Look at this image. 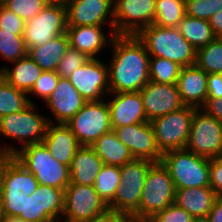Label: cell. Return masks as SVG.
<instances>
[{"label":"cell","instance_id":"1","mask_svg":"<svg viewBox=\"0 0 222 222\" xmlns=\"http://www.w3.org/2000/svg\"><path fill=\"white\" fill-rule=\"evenodd\" d=\"M110 45V93L140 91L150 81V55L144 44L135 35H115Z\"/></svg>","mask_w":222,"mask_h":222},{"label":"cell","instance_id":"2","mask_svg":"<svg viewBox=\"0 0 222 222\" xmlns=\"http://www.w3.org/2000/svg\"><path fill=\"white\" fill-rule=\"evenodd\" d=\"M0 156L14 157L41 185L65 190L70 183L69 166L59 163L43 142L27 144L20 149L4 145L0 147Z\"/></svg>","mask_w":222,"mask_h":222},{"label":"cell","instance_id":"3","mask_svg":"<svg viewBox=\"0 0 222 222\" xmlns=\"http://www.w3.org/2000/svg\"><path fill=\"white\" fill-rule=\"evenodd\" d=\"M136 36L144 44L150 57L172 60L181 67L195 65L196 49L183 38L177 28L152 24Z\"/></svg>","mask_w":222,"mask_h":222},{"label":"cell","instance_id":"4","mask_svg":"<svg viewBox=\"0 0 222 222\" xmlns=\"http://www.w3.org/2000/svg\"><path fill=\"white\" fill-rule=\"evenodd\" d=\"M176 189L164 165L154 163L145 177L139 208L131 215L134 222H147L157 212L175 203Z\"/></svg>","mask_w":222,"mask_h":222},{"label":"cell","instance_id":"5","mask_svg":"<svg viewBox=\"0 0 222 222\" xmlns=\"http://www.w3.org/2000/svg\"><path fill=\"white\" fill-rule=\"evenodd\" d=\"M160 162L169 171L175 189L210 186L208 158L180 149L165 152Z\"/></svg>","mask_w":222,"mask_h":222},{"label":"cell","instance_id":"6","mask_svg":"<svg viewBox=\"0 0 222 222\" xmlns=\"http://www.w3.org/2000/svg\"><path fill=\"white\" fill-rule=\"evenodd\" d=\"M196 109L184 105L178 110L150 121L156 144L162 154L171 150L185 149Z\"/></svg>","mask_w":222,"mask_h":222},{"label":"cell","instance_id":"7","mask_svg":"<svg viewBox=\"0 0 222 222\" xmlns=\"http://www.w3.org/2000/svg\"><path fill=\"white\" fill-rule=\"evenodd\" d=\"M81 146H91L113 130L107 100L89 101L65 124Z\"/></svg>","mask_w":222,"mask_h":222},{"label":"cell","instance_id":"8","mask_svg":"<svg viewBox=\"0 0 222 222\" xmlns=\"http://www.w3.org/2000/svg\"><path fill=\"white\" fill-rule=\"evenodd\" d=\"M67 31L64 0H52L34 18L25 22L23 38L27 49L46 44Z\"/></svg>","mask_w":222,"mask_h":222},{"label":"cell","instance_id":"9","mask_svg":"<svg viewBox=\"0 0 222 222\" xmlns=\"http://www.w3.org/2000/svg\"><path fill=\"white\" fill-rule=\"evenodd\" d=\"M153 164L147 159L134 158L121 166L120 185L108 208L132 215L139 208L145 177Z\"/></svg>","mask_w":222,"mask_h":222},{"label":"cell","instance_id":"10","mask_svg":"<svg viewBox=\"0 0 222 222\" xmlns=\"http://www.w3.org/2000/svg\"><path fill=\"white\" fill-rule=\"evenodd\" d=\"M35 109V104L30 103L19 112L0 117V135L20 141L23 147L41 143L51 121L48 117L37 114Z\"/></svg>","mask_w":222,"mask_h":222},{"label":"cell","instance_id":"11","mask_svg":"<svg viewBox=\"0 0 222 222\" xmlns=\"http://www.w3.org/2000/svg\"><path fill=\"white\" fill-rule=\"evenodd\" d=\"M185 149L208 159L222 157V123L196 109Z\"/></svg>","mask_w":222,"mask_h":222},{"label":"cell","instance_id":"12","mask_svg":"<svg viewBox=\"0 0 222 222\" xmlns=\"http://www.w3.org/2000/svg\"><path fill=\"white\" fill-rule=\"evenodd\" d=\"M63 201L61 222H87L108 208L93 185L69 183Z\"/></svg>","mask_w":222,"mask_h":222},{"label":"cell","instance_id":"13","mask_svg":"<svg viewBox=\"0 0 222 222\" xmlns=\"http://www.w3.org/2000/svg\"><path fill=\"white\" fill-rule=\"evenodd\" d=\"M115 35H137L153 24L156 0H113Z\"/></svg>","mask_w":222,"mask_h":222},{"label":"cell","instance_id":"14","mask_svg":"<svg viewBox=\"0 0 222 222\" xmlns=\"http://www.w3.org/2000/svg\"><path fill=\"white\" fill-rule=\"evenodd\" d=\"M63 199V189L39 184L31 195H27L24 214H20L18 218L26 222L61 221L64 211Z\"/></svg>","mask_w":222,"mask_h":222},{"label":"cell","instance_id":"15","mask_svg":"<svg viewBox=\"0 0 222 222\" xmlns=\"http://www.w3.org/2000/svg\"><path fill=\"white\" fill-rule=\"evenodd\" d=\"M67 79L87 102L104 100L110 93L108 65L98 58H90Z\"/></svg>","mask_w":222,"mask_h":222},{"label":"cell","instance_id":"16","mask_svg":"<svg viewBox=\"0 0 222 222\" xmlns=\"http://www.w3.org/2000/svg\"><path fill=\"white\" fill-rule=\"evenodd\" d=\"M64 4L67 27L104 26L107 22L110 32L114 33L113 0H64ZM108 17H111L109 21Z\"/></svg>","mask_w":222,"mask_h":222},{"label":"cell","instance_id":"17","mask_svg":"<svg viewBox=\"0 0 222 222\" xmlns=\"http://www.w3.org/2000/svg\"><path fill=\"white\" fill-rule=\"evenodd\" d=\"M118 139L130 150L134 158L159 163L162 158L151 123L142 122L113 129Z\"/></svg>","mask_w":222,"mask_h":222},{"label":"cell","instance_id":"18","mask_svg":"<svg viewBox=\"0 0 222 222\" xmlns=\"http://www.w3.org/2000/svg\"><path fill=\"white\" fill-rule=\"evenodd\" d=\"M140 95L149 122L184 106L177 84H160L149 81L140 90Z\"/></svg>","mask_w":222,"mask_h":222},{"label":"cell","instance_id":"19","mask_svg":"<svg viewBox=\"0 0 222 222\" xmlns=\"http://www.w3.org/2000/svg\"><path fill=\"white\" fill-rule=\"evenodd\" d=\"M38 186L35 176L14 157L0 156V196L31 195Z\"/></svg>","mask_w":222,"mask_h":222},{"label":"cell","instance_id":"20","mask_svg":"<svg viewBox=\"0 0 222 222\" xmlns=\"http://www.w3.org/2000/svg\"><path fill=\"white\" fill-rule=\"evenodd\" d=\"M86 102L67 78H59L56 88L45 100L57 124H66Z\"/></svg>","mask_w":222,"mask_h":222},{"label":"cell","instance_id":"21","mask_svg":"<svg viewBox=\"0 0 222 222\" xmlns=\"http://www.w3.org/2000/svg\"><path fill=\"white\" fill-rule=\"evenodd\" d=\"M114 98L107 101L112 128L148 122L140 91L109 93Z\"/></svg>","mask_w":222,"mask_h":222},{"label":"cell","instance_id":"22","mask_svg":"<svg viewBox=\"0 0 222 222\" xmlns=\"http://www.w3.org/2000/svg\"><path fill=\"white\" fill-rule=\"evenodd\" d=\"M208 74L196 65L181 67L177 82L182 103L200 109L207 99Z\"/></svg>","mask_w":222,"mask_h":222},{"label":"cell","instance_id":"23","mask_svg":"<svg viewBox=\"0 0 222 222\" xmlns=\"http://www.w3.org/2000/svg\"><path fill=\"white\" fill-rule=\"evenodd\" d=\"M43 144L59 162L70 167L72 158L81 147L77 138L65 124L51 122L47 126Z\"/></svg>","mask_w":222,"mask_h":222},{"label":"cell","instance_id":"24","mask_svg":"<svg viewBox=\"0 0 222 222\" xmlns=\"http://www.w3.org/2000/svg\"><path fill=\"white\" fill-rule=\"evenodd\" d=\"M102 28L103 26L67 27L66 34L70 46L84 53L88 58H97L100 50L111 44L115 36V33H111V37L107 39Z\"/></svg>","mask_w":222,"mask_h":222},{"label":"cell","instance_id":"25","mask_svg":"<svg viewBox=\"0 0 222 222\" xmlns=\"http://www.w3.org/2000/svg\"><path fill=\"white\" fill-rule=\"evenodd\" d=\"M216 198L215 191L210 186L176 189L175 204L196 220H205Z\"/></svg>","mask_w":222,"mask_h":222},{"label":"cell","instance_id":"26","mask_svg":"<svg viewBox=\"0 0 222 222\" xmlns=\"http://www.w3.org/2000/svg\"><path fill=\"white\" fill-rule=\"evenodd\" d=\"M104 163L91 146H81L72 158L70 183L80 185H94Z\"/></svg>","mask_w":222,"mask_h":222},{"label":"cell","instance_id":"27","mask_svg":"<svg viewBox=\"0 0 222 222\" xmlns=\"http://www.w3.org/2000/svg\"><path fill=\"white\" fill-rule=\"evenodd\" d=\"M14 63L13 68L2 67L0 76L10 85L24 92H29L41 76L43 70L28 55Z\"/></svg>","mask_w":222,"mask_h":222},{"label":"cell","instance_id":"28","mask_svg":"<svg viewBox=\"0 0 222 222\" xmlns=\"http://www.w3.org/2000/svg\"><path fill=\"white\" fill-rule=\"evenodd\" d=\"M70 47L68 35L63 33L54 37L46 44L28 49V56L43 71H56L57 66L64 54Z\"/></svg>","mask_w":222,"mask_h":222},{"label":"cell","instance_id":"29","mask_svg":"<svg viewBox=\"0 0 222 222\" xmlns=\"http://www.w3.org/2000/svg\"><path fill=\"white\" fill-rule=\"evenodd\" d=\"M91 147L106 165L121 167L134 159L129 148L118 139L114 130L101 135Z\"/></svg>","mask_w":222,"mask_h":222},{"label":"cell","instance_id":"30","mask_svg":"<svg viewBox=\"0 0 222 222\" xmlns=\"http://www.w3.org/2000/svg\"><path fill=\"white\" fill-rule=\"evenodd\" d=\"M177 29L196 50L208 45L216 38L209 21L187 15L180 21Z\"/></svg>","mask_w":222,"mask_h":222},{"label":"cell","instance_id":"31","mask_svg":"<svg viewBox=\"0 0 222 222\" xmlns=\"http://www.w3.org/2000/svg\"><path fill=\"white\" fill-rule=\"evenodd\" d=\"M185 16V0H156L154 25L177 28Z\"/></svg>","mask_w":222,"mask_h":222},{"label":"cell","instance_id":"32","mask_svg":"<svg viewBox=\"0 0 222 222\" xmlns=\"http://www.w3.org/2000/svg\"><path fill=\"white\" fill-rule=\"evenodd\" d=\"M27 92L15 88L0 76V117L25 109L33 101Z\"/></svg>","mask_w":222,"mask_h":222},{"label":"cell","instance_id":"33","mask_svg":"<svg viewBox=\"0 0 222 222\" xmlns=\"http://www.w3.org/2000/svg\"><path fill=\"white\" fill-rule=\"evenodd\" d=\"M120 181L121 174L118 166L104 164L96 176L93 186L107 206L114 200Z\"/></svg>","mask_w":222,"mask_h":222},{"label":"cell","instance_id":"34","mask_svg":"<svg viewBox=\"0 0 222 222\" xmlns=\"http://www.w3.org/2000/svg\"><path fill=\"white\" fill-rule=\"evenodd\" d=\"M195 65L207 74H222V38L196 50Z\"/></svg>","mask_w":222,"mask_h":222},{"label":"cell","instance_id":"35","mask_svg":"<svg viewBox=\"0 0 222 222\" xmlns=\"http://www.w3.org/2000/svg\"><path fill=\"white\" fill-rule=\"evenodd\" d=\"M181 66L172 60L150 57L149 80L160 84H177Z\"/></svg>","mask_w":222,"mask_h":222},{"label":"cell","instance_id":"36","mask_svg":"<svg viewBox=\"0 0 222 222\" xmlns=\"http://www.w3.org/2000/svg\"><path fill=\"white\" fill-rule=\"evenodd\" d=\"M0 54L8 62H14L28 55L23 35L0 29Z\"/></svg>","mask_w":222,"mask_h":222},{"label":"cell","instance_id":"37","mask_svg":"<svg viewBox=\"0 0 222 222\" xmlns=\"http://www.w3.org/2000/svg\"><path fill=\"white\" fill-rule=\"evenodd\" d=\"M51 2L52 0H3L1 3L26 22Z\"/></svg>","mask_w":222,"mask_h":222},{"label":"cell","instance_id":"38","mask_svg":"<svg viewBox=\"0 0 222 222\" xmlns=\"http://www.w3.org/2000/svg\"><path fill=\"white\" fill-rule=\"evenodd\" d=\"M186 15L207 20L222 10V0H185Z\"/></svg>","mask_w":222,"mask_h":222},{"label":"cell","instance_id":"39","mask_svg":"<svg viewBox=\"0 0 222 222\" xmlns=\"http://www.w3.org/2000/svg\"><path fill=\"white\" fill-rule=\"evenodd\" d=\"M89 59L84 53L70 46L59 62L56 72L60 78H69L73 72Z\"/></svg>","mask_w":222,"mask_h":222},{"label":"cell","instance_id":"40","mask_svg":"<svg viewBox=\"0 0 222 222\" xmlns=\"http://www.w3.org/2000/svg\"><path fill=\"white\" fill-rule=\"evenodd\" d=\"M59 78L60 76L56 71H43L27 94H34L45 101L56 88Z\"/></svg>","mask_w":222,"mask_h":222},{"label":"cell","instance_id":"41","mask_svg":"<svg viewBox=\"0 0 222 222\" xmlns=\"http://www.w3.org/2000/svg\"><path fill=\"white\" fill-rule=\"evenodd\" d=\"M147 222H196V219L185 209L173 203L157 212Z\"/></svg>","mask_w":222,"mask_h":222},{"label":"cell","instance_id":"42","mask_svg":"<svg viewBox=\"0 0 222 222\" xmlns=\"http://www.w3.org/2000/svg\"><path fill=\"white\" fill-rule=\"evenodd\" d=\"M0 29L3 31L14 32V35H23L25 21L11 12L0 2Z\"/></svg>","mask_w":222,"mask_h":222},{"label":"cell","instance_id":"43","mask_svg":"<svg viewBox=\"0 0 222 222\" xmlns=\"http://www.w3.org/2000/svg\"><path fill=\"white\" fill-rule=\"evenodd\" d=\"M27 196H0L1 216L18 217L24 214V204Z\"/></svg>","mask_w":222,"mask_h":222},{"label":"cell","instance_id":"44","mask_svg":"<svg viewBox=\"0 0 222 222\" xmlns=\"http://www.w3.org/2000/svg\"><path fill=\"white\" fill-rule=\"evenodd\" d=\"M210 187L217 197H222V157L209 159Z\"/></svg>","mask_w":222,"mask_h":222},{"label":"cell","instance_id":"45","mask_svg":"<svg viewBox=\"0 0 222 222\" xmlns=\"http://www.w3.org/2000/svg\"><path fill=\"white\" fill-rule=\"evenodd\" d=\"M87 222H134L133 217L127 213L107 208Z\"/></svg>","mask_w":222,"mask_h":222},{"label":"cell","instance_id":"46","mask_svg":"<svg viewBox=\"0 0 222 222\" xmlns=\"http://www.w3.org/2000/svg\"><path fill=\"white\" fill-rule=\"evenodd\" d=\"M222 97V74H208L207 99Z\"/></svg>","mask_w":222,"mask_h":222},{"label":"cell","instance_id":"47","mask_svg":"<svg viewBox=\"0 0 222 222\" xmlns=\"http://www.w3.org/2000/svg\"><path fill=\"white\" fill-rule=\"evenodd\" d=\"M200 109L222 123V97L206 99L205 104Z\"/></svg>","mask_w":222,"mask_h":222},{"label":"cell","instance_id":"48","mask_svg":"<svg viewBox=\"0 0 222 222\" xmlns=\"http://www.w3.org/2000/svg\"><path fill=\"white\" fill-rule=\"evenodd\" d=\"M206 222H222V197H217L213 207L205 219Z\"/></svg>","mask_w":222,"mask_h":222},{"label":"cell","instance_id":"49","mask_svg":"<svg viewBox=\"0 0 222 222\" xmlns=\"http://www.w3.org/2000/svg\"><path fill=\"white\" fill-rule=\"evenodd\" d=\"M209 24L215 37L222 38V10L210 18Z\"/></svg>","mask_w":222,"mask_h":222},{"label":"cell","instance_id":"50","mask_svg":"<svg viewBox=\"0 0 222 222\" xmlns=\"http://www.w3.org/2000/svg\"><path fill=\"white\" fill-rule=\"evenodd\" d=\"M0 222H26V221L18 217L1 216Z\"/></svg>","mask_w":222,"mask_h":222},{"label":"cell","instance_id":"51","mask_svg":"<svg viewBox=\"0 0 222 222\" xmlns=\"http://www.w3.org/2000/svg\"><path fill=\"white\" fill-rule=\"evenodd\" d=\"M196 222H206L205 220H196Z\"/></svg>","mask_w":222,"mask_h":222}]
</instances>
